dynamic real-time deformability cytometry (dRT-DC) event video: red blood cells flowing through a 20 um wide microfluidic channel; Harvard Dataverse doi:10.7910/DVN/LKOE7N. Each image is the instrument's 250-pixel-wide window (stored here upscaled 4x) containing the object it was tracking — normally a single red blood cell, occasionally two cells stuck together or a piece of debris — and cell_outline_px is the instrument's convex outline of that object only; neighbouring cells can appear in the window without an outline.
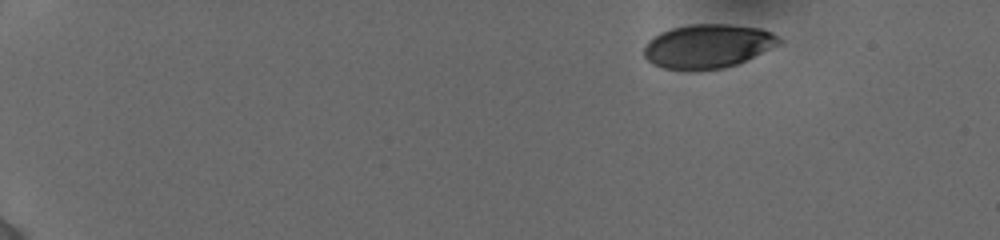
{"species": "human", "species_latin": "Homo sapiens", "temperature_condition": "cold", "stored_images_in_passage": 17, "camera_frame_rate_fps": 3000, "um_per_image_px": 0.085, "donor": {"sex": "female"}, "frame": {"image": 1, "passage_image": 1, "time_ms": 0.0, "image_size_px": [1000, 240], "cell_outline_px": [[784, 40], [780, 44], [736, 64], [724, 68], [664, 68], [652, 64], [644, 56], [644, 44], [648, 40], [660, 32], [672, 28], [692, 24], [728, 24], [760, 28], [772, 32]], "centroid_in_image_um": [60.17, 3.89], "position_along_channel_um": 24.8, "area_um2": 34.1}}
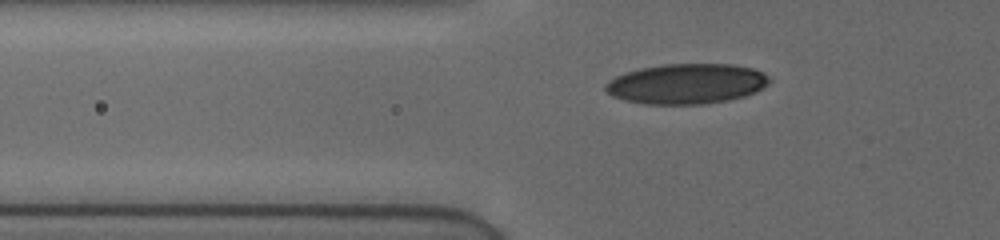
{"frame": {"image": 2, "passage_image": 10, "time_ms": 4.333, "image_size_px": [1000, 240], "cell_outline_px": [[772, 80], [768, 84], [756, 92], [744, 96], [728, 100], [700, 104], [644, 104], [624, 100], [612, 96], [604, 88], [604, 84], [608, 80], [624, 72], [640, 68], [660, 64], [732, 64], [752, 68], [764, 72]], "centroid_in_image_um": [58.35, 7.11], "position_along_channel_um": 67.5, "area_um2": 38.67}}
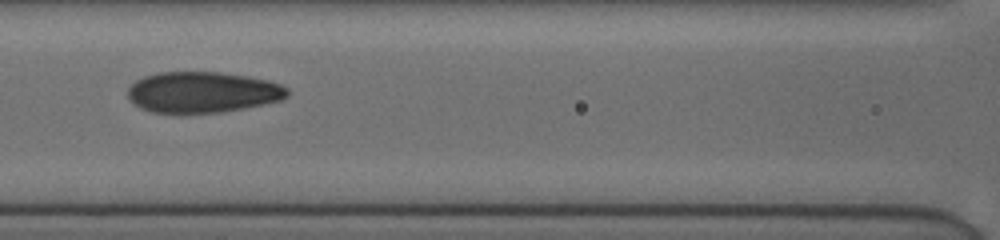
{"frame": {"image": 3, "passage_image": 15, "time_ms": 6.667, "image_size_px": [1000, 240], "cell_outline_px": [[288, 96], [280, 100], [244, 108], [220, 112], [152, 112], [140, 108], [128, 100], [128, 88], [136, 80], [144, 76], [156, 72], [220, 72], [248, 76], [268, 80], [280, 84], [288, 88]], "centroid_in_image_um": [17.2, 7.82], "position_along_channel_um": 149.4, "area_um2": 37.97}}